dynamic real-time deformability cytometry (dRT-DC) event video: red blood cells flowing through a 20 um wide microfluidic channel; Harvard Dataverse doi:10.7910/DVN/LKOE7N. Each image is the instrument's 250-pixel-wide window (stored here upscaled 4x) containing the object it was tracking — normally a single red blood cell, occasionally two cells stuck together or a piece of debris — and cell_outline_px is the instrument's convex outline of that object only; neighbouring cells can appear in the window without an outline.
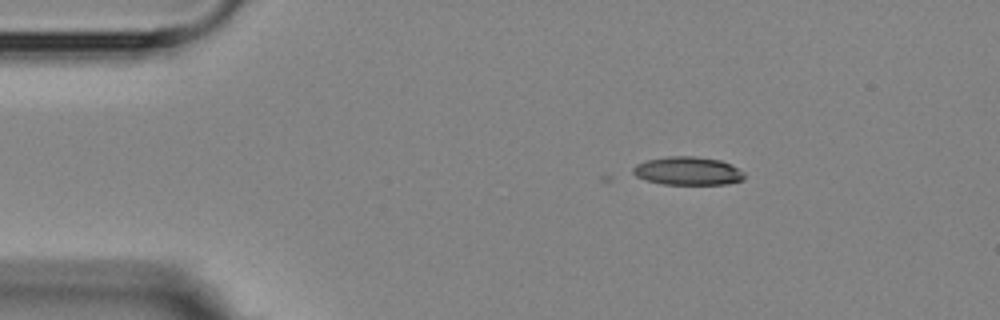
{"species": "Egyptian fruit bat (a non-hibernating species)", "species_latin": "Rousettus aegyptiacus", "temperature_condition": "room temperature", "stored_images_in_passage": 3, "camera_frame_rate_fps": 3000, "um_per_image_px": 0.085, "animal": {"sex": "female"}, "frame": {"image": 1, "passage_image": 1, "time_ms": 0.0, "image_size_px": [1000, 320], "cell_outline_px": [[744, 180], [724, 184], [664, 184], [648, 180], [636, 176], [632, 172], [632, 168], [636, 164], [644, 160], [668, 156], [696, 156], [720, 160], [744, 172]], "centroid_in_image_um": [58.43, 14.52], "position_along_channel_um": 26.6, "area_um2": 18.26}}